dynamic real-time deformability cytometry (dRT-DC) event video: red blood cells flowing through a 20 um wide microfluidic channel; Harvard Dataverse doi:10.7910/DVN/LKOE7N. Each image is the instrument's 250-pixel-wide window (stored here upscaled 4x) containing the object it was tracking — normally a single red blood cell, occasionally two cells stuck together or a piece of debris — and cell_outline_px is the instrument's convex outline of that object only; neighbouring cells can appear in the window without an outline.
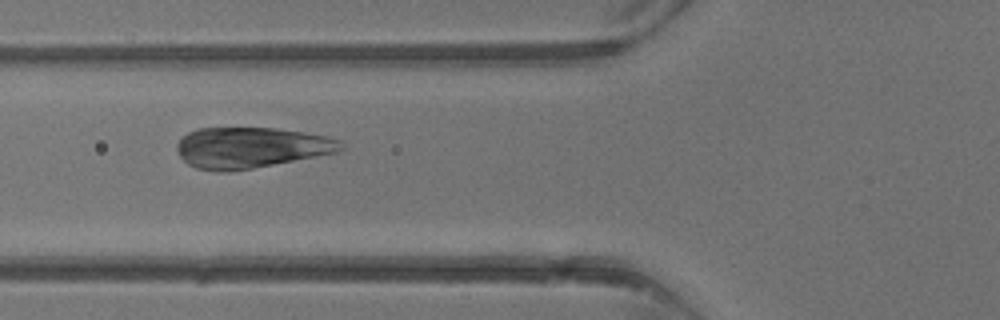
{"species": "common noctule bat (a hibernating species)", "species_latin": "Nyctalus noctula", "temperature_condition": "warm", "stored_images_in_passage": 5, "camera_frame_rate_fps": 3000, "um_per_image_px": 0.085, "animal": {"sex": "male", "body_mass_g": 13.3}, "frame": {"image": 1, "passage_image": 4, "time_ms": 3.667, "image_size_px": [1000, 320], "cell_outline_px": [[344, 148], [336, 152], [252, 168], [228, 172], [216, 172], [196, 168], [188, 164], [180, 156], [176, 148], [176, 144], [188, 132], [200, 128], [276, 128], [304, 132], [328, 136], [340, 140]], "centroid_in_image_um": [21.3, 12.54], "position_along_channel_um": 104.5, "area_um2": 38.78}}
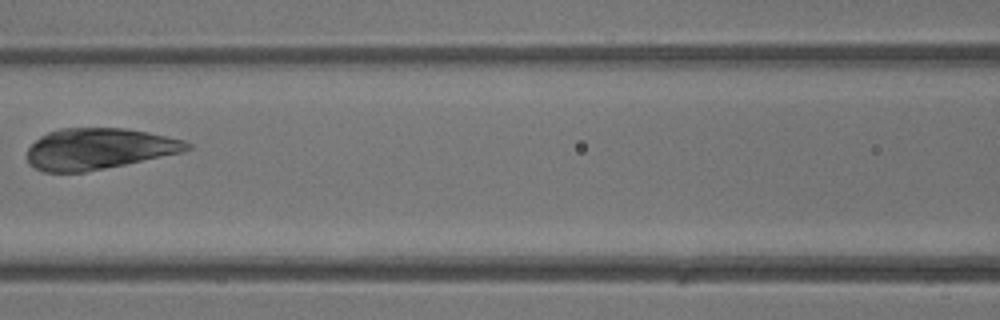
{"frame": {"image": 2, "passage_image": 5, "time_ms": 4.667, "image_size_px": [1000, 320], "cell_outline_px": [[192, 148], [180, 152], [124, 164], [84, 172], [44, 172], [28, 164], [28, 148], [40, 136], [48, 132], [60, 128], [124, 128], [148, 132], [184, 140], [192, 144]], "centroid_in_image_um": [8.36, 12.64], "position_along_channel_um": 158.2, "area_um2": 37.97}}